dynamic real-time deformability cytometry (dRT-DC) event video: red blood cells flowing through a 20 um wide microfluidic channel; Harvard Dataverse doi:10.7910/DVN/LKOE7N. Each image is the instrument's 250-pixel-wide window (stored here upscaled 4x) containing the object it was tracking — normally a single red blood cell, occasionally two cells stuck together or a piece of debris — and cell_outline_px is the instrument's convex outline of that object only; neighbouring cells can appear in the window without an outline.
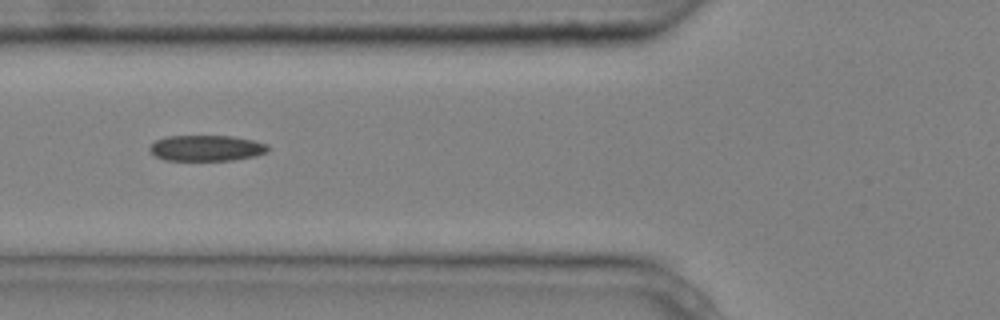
{"species": "common noctule bat (a hibernating species)", "species_latin": "Nyctalus noctula", "temperature_condition": "cold", "stored_images_in_passage": 3, "camera_frame_rate_fps": 3000, "um_per_image_px": 0.085, "animal": {"sex": "male", "body_mass_g": 20.4}, "frame": {"image": 1, "passage_image": 3, "time_ms": 0.667, "image_size_px": [1000, 320], "cell_outline_px": [[268, 152], [256, 156], [232, 160], [164, 160], [156, 156], [148, 148], [156, 140], [168, 136], [232, 136], [252, 140], [268, 144]], "centroid_in_image_um": [17.57, 12.59], "position_along_channel_um": 108.2, "area_um2": 17.74}}